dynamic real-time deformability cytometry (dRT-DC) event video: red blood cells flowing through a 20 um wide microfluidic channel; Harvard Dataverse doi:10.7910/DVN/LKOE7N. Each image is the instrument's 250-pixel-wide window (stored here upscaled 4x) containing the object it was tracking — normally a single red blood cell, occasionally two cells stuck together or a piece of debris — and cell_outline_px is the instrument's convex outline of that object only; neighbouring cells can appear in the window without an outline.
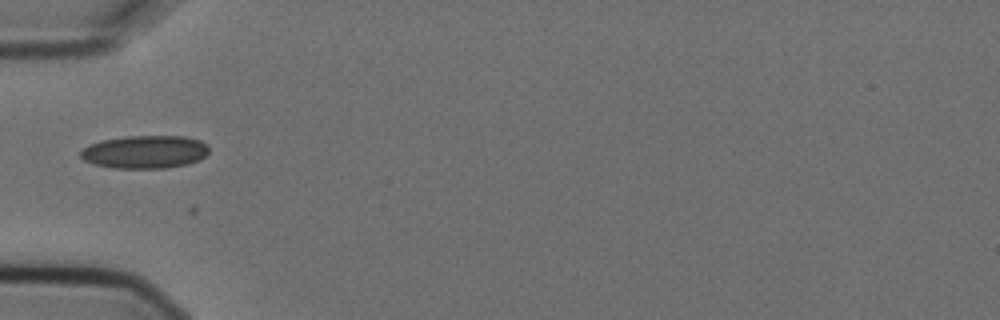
{"species": "Egyptian fruit bat (a non-hibernating species)", "species_latin": "Rousettus aegyptiacus", "temperature_condition": "cold", "stored_images_in_passage": 7, "camera_frame_rate_fps": 3000, "um_per_image_px": 0.085, "animal": {"sex": "female"}, "frame": {"image": 1, "passage_image": 4, "time_ms": 1.0, "image_size_px": [1000, 320], "cell_outline_px": [[208, 152], [200, 160], [184, 164], [164, 168], [112, 168], [92, 164], [84, 160], [80, 156], [80, 152], [88, 144], [100, 140], [124, 136], [184, 136], [200, 140], [208, 144]], "centroid_in_image_um": [12.29, 12.9], "position_along_channel_um": 72.7, "area_um2": 24.85}}
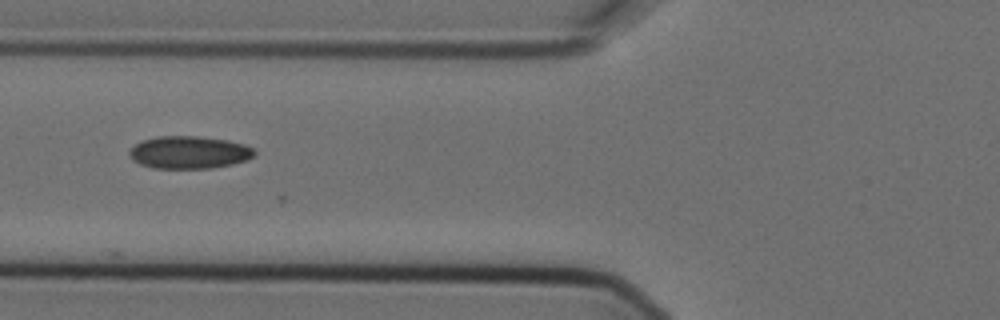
{"frame": {"image": 2, "passage_image": 5, "time_ms": 1.333, "image_size_px": [1000, 320], "cell_outline_px": [[256, 152], [248, 160], [232, 164], [212, 168], [152, 168], [140, 164], [132, 160], [128, 152], [140, 140], [156, 136], [196, 136], [228, 140], [244, 144], [252, 148]], "centroid_in_image_um": [16.05, 12.95], "position_along_channel_um": 109.7, "area_um2": 23.81}}
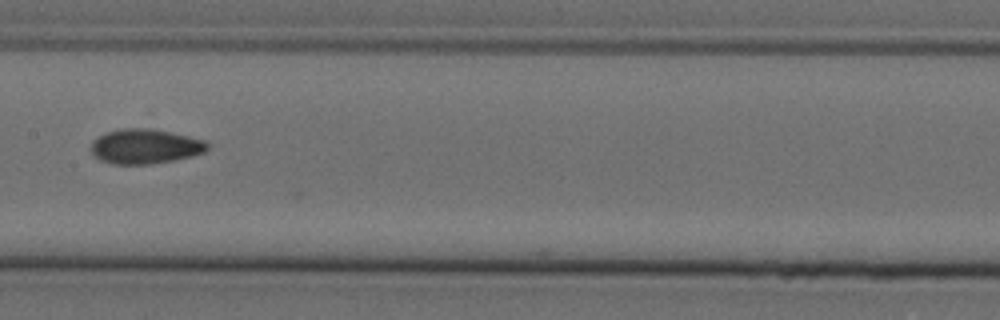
{"frame": {"image": 3, "passage_image": 7, "time_ms": 2.0, "image_size_px": [1000, 320], "cell_outline_px": [[208, 148], [204, 152], [192, 156], [152, 164], [112, 164], [100, 160], [92, 156], [92, 140], [108, 132], [120, 128], [148, 128], [208, 140]], "centroid_in_image_um": [12.33, 12.45], "position_along_channel_um": 195.1, "area_um2": 23.52}}